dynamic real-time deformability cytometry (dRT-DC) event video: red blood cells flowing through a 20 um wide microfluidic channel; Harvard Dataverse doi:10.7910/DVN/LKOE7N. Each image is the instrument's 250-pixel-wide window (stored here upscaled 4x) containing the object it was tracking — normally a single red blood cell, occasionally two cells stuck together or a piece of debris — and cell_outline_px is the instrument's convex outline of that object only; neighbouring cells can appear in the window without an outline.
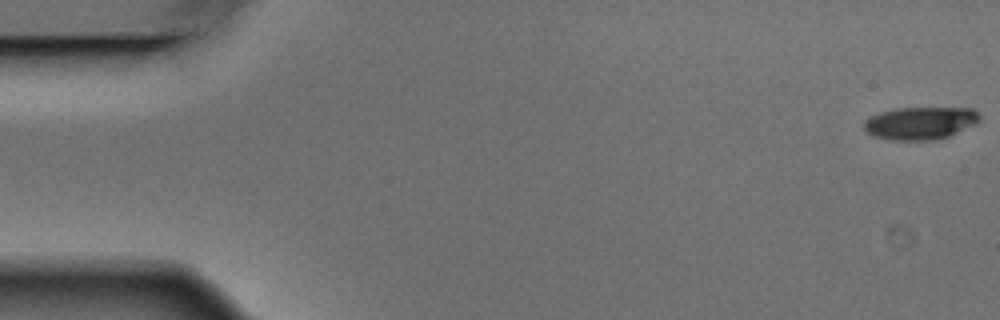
{"species": "Egyptian fruit bat (a non-hibernating species)", "species_latin": "Rousettus aegyptiacus", "temperature_condition": "warm", "stored_images_in_passage": 5, "camera_frame_rate_fps": 3000, "um_per_image_px": 0.085, "animal": {"sex": "male"}, "frame": {"image": 1, "passage_image": 1, "time_ms": 0.0, "image_size_px": [1000, 320], "cell_outline_px": [[980, 120], [976, 124], [948, 136], [936, 140], [892, 140], [872, 136], [864, 128], [864, 120], [868, 116], [880, 112], [896, 108], [972, 108], [980, 116]], "centroid_in_image_um": [78.2, 10.46], "position_along_channel_um": 6.8, "area_um2": 22.08}}
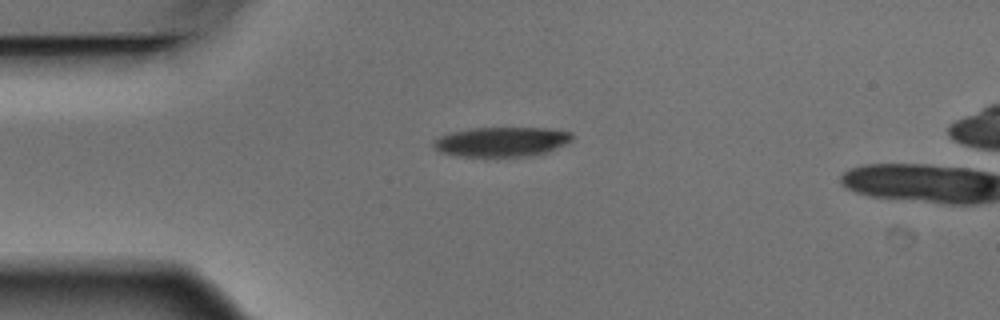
{"frame": {"image": 2, "passage_image": 4, "time_ms": 1.0, "image_size_px": [1000, 320], "cell_outline_px": [[572, 140], [568, 144], [544, 152], [528, 156], [456, 156], [440, 152], [432, 144], [432, 140], [440, 136], [452, 132], [472, 128], [548, 128], [572, 132]], "centroid_in_image_um": [42.63, 12.04], "position_along_channel_um": 42.4, "area_um2": 23.87}}